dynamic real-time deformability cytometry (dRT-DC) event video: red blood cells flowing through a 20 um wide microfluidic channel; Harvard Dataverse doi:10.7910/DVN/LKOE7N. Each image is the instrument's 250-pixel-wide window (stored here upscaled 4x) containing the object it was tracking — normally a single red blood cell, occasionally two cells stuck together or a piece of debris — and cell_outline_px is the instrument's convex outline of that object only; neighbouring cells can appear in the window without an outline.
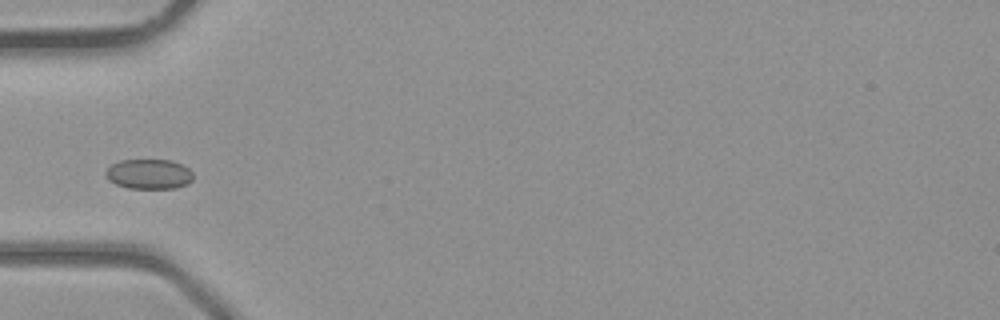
{"species": "common noctule bat (a hibernating species)", "species_latin": "Nyctalus noctula", "temperature_condition": "room temperature", "stored_images_in_passage": 23, "camera_frame_rate_fps": 3000, "um_per_image_px": 0.085, "animal": {"sex": "male", "body_mass_g": 23.1, "forearm_length_mm": 52.7}, "frame": {"image": 1, "passage_image": 1, "time_ms": 0.0, "image_size_px": [1000, 320], "cell_outline_px": [[192, 180], [188, 184], [176, 188], [128, 188], [116, 184], [108, 180], [104, 172], [112, 164], [120, 160], [172, 160], [188, 168], [192, 172]], "centroid_in_image_um": [12.65, 14.8], "position_along_channel_um": 72.3, "area_um2": 15.26}}
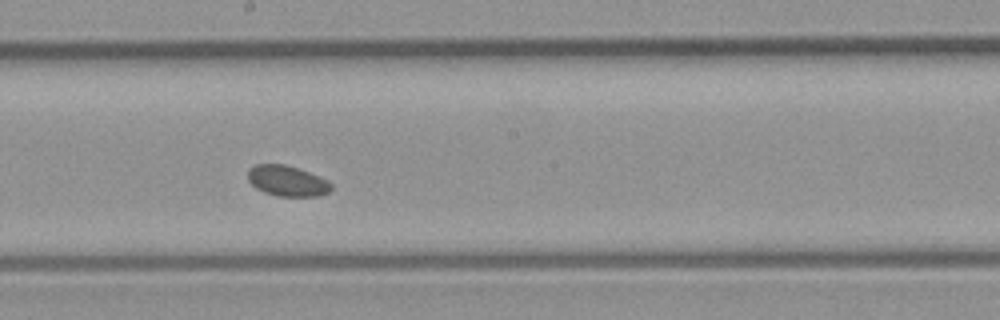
{"frame": {"image": 2, "passage_image": 10, "time_ms": 3.0, "image_size_px": [1000, 320], "cell_outline_px": [[332, 188], [328, 192], [320, 196], [276, 196], [264, 192], [256, 188], [248, 180], [248, 168], [256, 164], [284, 164], [308, 172], [328, 180], [332, 184]], "centroid_in_image_um": [24.4, 15.38], "position_along_channel_um": 223.8, "area_um2": 14.85}}
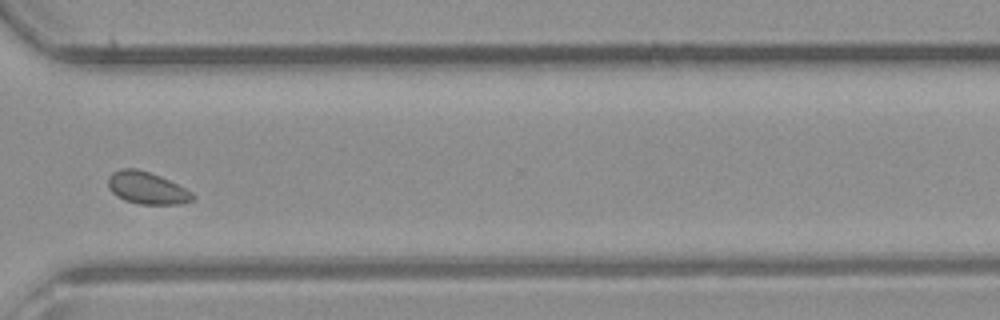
{"frame": {"image": 3, "passage_image": 18, "time_ms": 5.667, "image_size_px": [1000, 320], "cell_outline_px": [[196, 196], [192, 200], [180, 204], [140, 204], [124, 200], [112, 192], [108, 188], [108, 176], [112, 172], [120, 168], [136, 168], [160, 176], [192, 192]], "centroid_in_image_um": [12.46, 15.97], "position_along_channel_um": 358.1, "area_um2": 15.78}}